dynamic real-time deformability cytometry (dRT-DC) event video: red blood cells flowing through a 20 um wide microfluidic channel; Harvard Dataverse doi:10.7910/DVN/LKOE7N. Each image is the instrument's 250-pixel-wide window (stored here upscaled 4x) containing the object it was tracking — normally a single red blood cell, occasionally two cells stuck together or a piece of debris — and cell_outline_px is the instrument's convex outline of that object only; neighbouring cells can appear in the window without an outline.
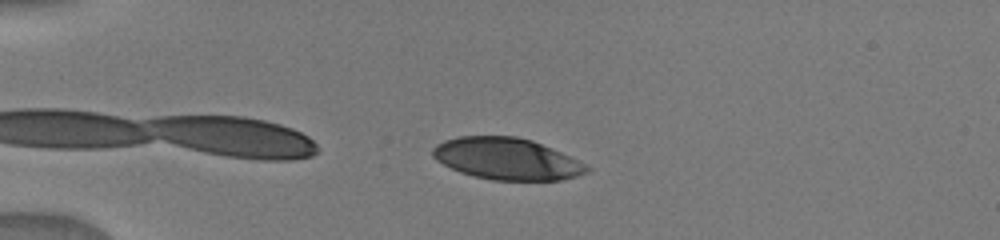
{"species": "human", "species_latin": "Homo sapiens", "temperature_condition": "warm", "stored_images_in_passage": 2, "camera_frame_rate_fps": 3000, "um_per_image_px": 0.085, "donor": {"sex": "male"}, "frame": {"image": 1, "passage_image": 1, "time_ms": 0.0, "image_size_px": [1000, 240], "cell_outline_px": [[592, 168], [588, 172], [576, 176], [560, 180], [492, 180], [472, 176], [460, 172], [436, 160], [432, 156], [432, 148], [436, 144], [444, 140], [460, 136], [516, 136], [532, 140], [588, 164]], "centroid_in_image_um": [43.08, 13.5], "position_along_channel_um": 41.9, "area_um2": 37.51}}